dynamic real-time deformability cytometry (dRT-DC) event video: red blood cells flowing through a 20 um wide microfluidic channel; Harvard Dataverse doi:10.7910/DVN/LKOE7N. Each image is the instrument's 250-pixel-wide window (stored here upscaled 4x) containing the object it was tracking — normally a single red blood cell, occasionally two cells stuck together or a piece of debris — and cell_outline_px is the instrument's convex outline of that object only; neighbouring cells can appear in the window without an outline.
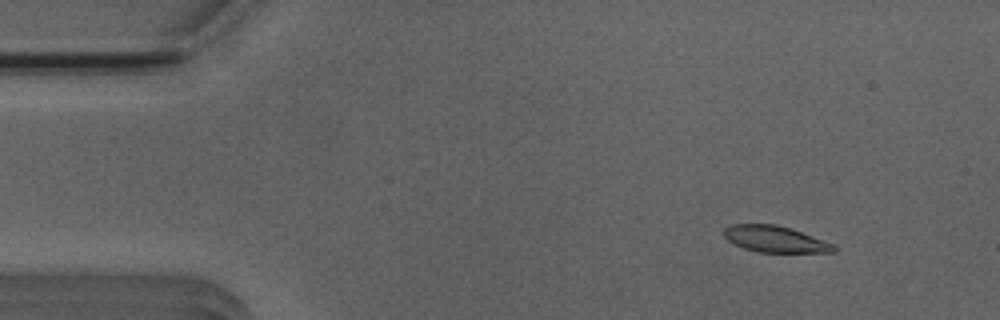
{"species": "Egyptian fruit bat (a non-hibernating species)", "species_latin": "Rousettus aegyptiacus", "temperature_condition": "room temperature", "stored_images_in_passage": 19, "camera_frame_rate_fps": 3000, "um_per_image_px": 0.085, "animal": {"sex": "male"}, "frame": {"image": 1, "passage_image": 6, "time_ms": 1.667, "image_size_px": [1000, 320], "cell_outline_px": [[836, 252], [756, 252], [744, 248], [728, 240], [724, 236], [724, 228], [732, 224], [776, 224], [836, 244]], "centroid_in_image_um": [65.89, 20.33], "position_along_channel_um": 19.1, "area_um2": 16.7}}